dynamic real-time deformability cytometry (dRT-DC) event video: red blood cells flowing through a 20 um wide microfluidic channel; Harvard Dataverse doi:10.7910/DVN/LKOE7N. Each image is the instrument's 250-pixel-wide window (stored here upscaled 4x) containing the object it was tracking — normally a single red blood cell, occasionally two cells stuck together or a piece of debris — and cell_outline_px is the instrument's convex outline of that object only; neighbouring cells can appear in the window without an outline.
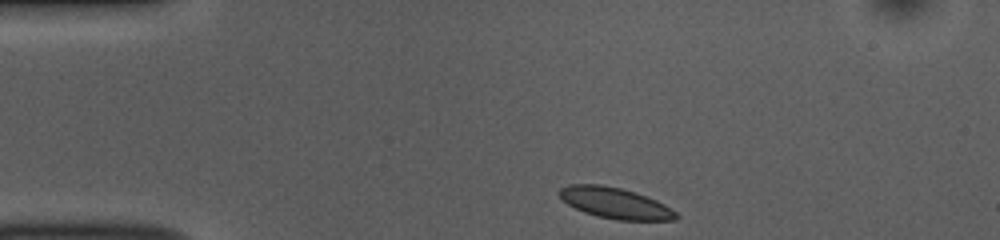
{"species": "common noctule bat (a hibernating species)", "species_latin": "Nyctalus noctula", "temperature_condition": "room temperature", "stored_images_in_passage": 37, "camera_frame_rate_fps": 3000, "um_per_image_px": 0.085, "animal": {"sex": "female", "body_mass_g": 10.0, "forearm_length_mm": 53.1}, "frame": {"image": 1, "passage_image": 1, "time_ms": 0.0, "image_size_px": [1000, 240], "cell_outline_px": [[680, 216], [676, 220], [616, 220], [596, 216], [584, 212], [568, 204], [560, 196], [560, 188], [568, 184], [600, 184], [620, 188], [656, 200], [664, 204], [676, 212]], "centroid_in_image_um": [52.29, 17.27], "position_along_channel_um": 32.7, "area_um2": 20.81}}
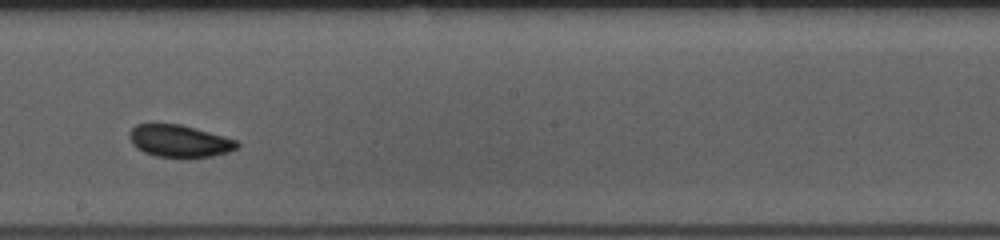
{"frame": {"image": 2, "passage_image": 21, "time_ms": 6.667, "image_size_px": [1000, 240], "cell_outline_px": [[240, 144], [236, 148], [228, 152], [212, 156], [156, 156], [144, 152], [136, 148], [132, 144], [128, 136], [128, 132], [136, 124], [180, 124], [224, 136], [236, 140]], "centroid_in_image_um": [15.21, 11.97], "position_along_channel_um": 233.0, "area_um2": 19.88}}
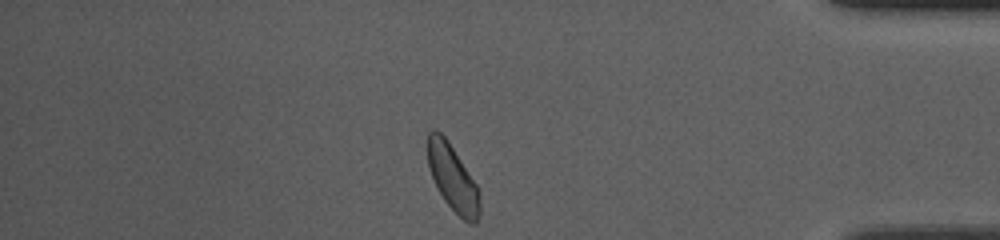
{"frame": {"image": 3, "passage_image": 37, "time_ms": 12.0, "image_size_px": [1000, 240], "cell_outline_px": [[480, 212], [476, 224], [472, 224], [464, 220], [444, 200], [428, 168], [428, 132], [432, 128], [436, 128], [448, 140], [476, 184], [480, 192]], "centroid_in_image_um": [38.49, 15.11], "position_along_channel_um": 396.7, "area_um2": 19.94}, "authors_computed_cell_mechanics": {"area_um2": 20.4612, "velocity_mm_per_s": 3.674, "shape_relaxation_time_tau1_ms": 5.2292, "shape_relaxation_time_tau2_ms": null, "deformation_change_tau1": 0.0812, "deformation_change_tau2": null}}